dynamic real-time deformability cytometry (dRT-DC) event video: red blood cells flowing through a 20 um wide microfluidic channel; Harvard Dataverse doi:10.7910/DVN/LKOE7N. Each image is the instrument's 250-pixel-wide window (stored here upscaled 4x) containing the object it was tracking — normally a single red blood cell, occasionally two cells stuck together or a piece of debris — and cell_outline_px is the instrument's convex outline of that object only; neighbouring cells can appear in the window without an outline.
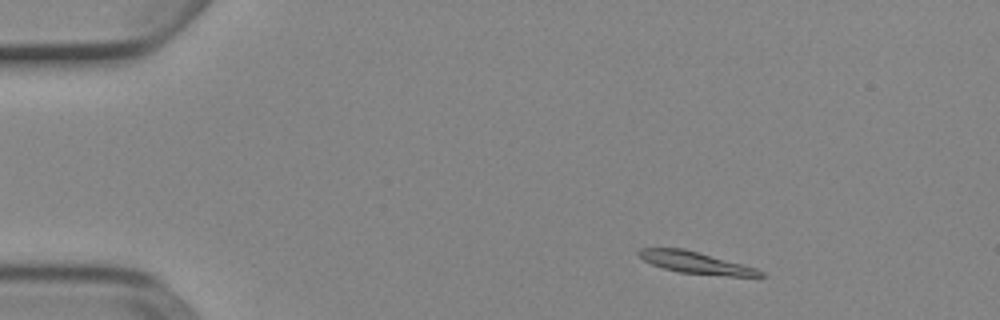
{"species": "Egyptian fruit bat (a non-hibernating species)", "species_latin": "Rousettus aegyptiacus", "temperature_condition": "cold", "stored_images_in_passage": 5, "camera_frame_rate_fps": 3000, "um_per_image_px": 0.085, "animal": {"sex": "female"}, "frame": {"image": 1, "passage_image": 1, "time_ms": 0.0, "image_size_px": [1000, 320], "cell_outline_px": [[764, 276], [728, 276], [680, 272], [664, 268], [652, 264], [644, 260], [636, 252], [640, 248], [684, 248], [756, 268], [764, 272]], "centroid_in_image_um": [59.12, 22.32], "position_along_channel_um": 25.9, "area_um2": 15.14}}
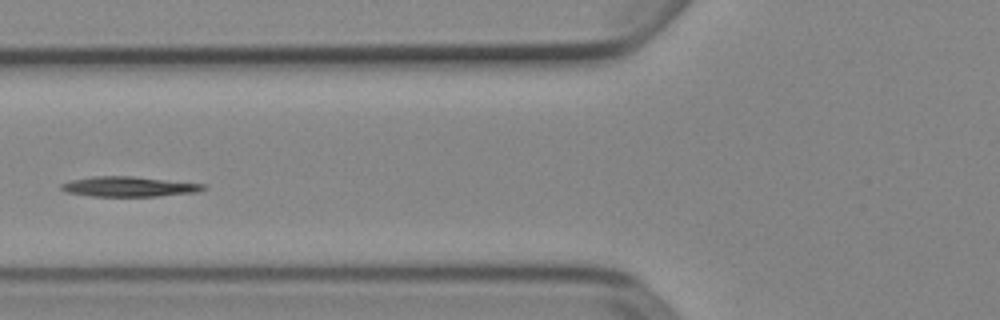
{"frame": {"image": 2, "passage_image": 4, "time_ms": 1.0, "image_size_px": [1000, 320], "cell_outline_px": [[208, 188], [196, 192], [160, 196], [92, 196], [68, 192], [60, 188], [60, 184], [72, 180], [92, 176], [132, 176], [204, 184]], "centroid_in_image_um": [10.97, 15.86], "position_along_channel_um": 114.8, "area_um2": 16.47}}
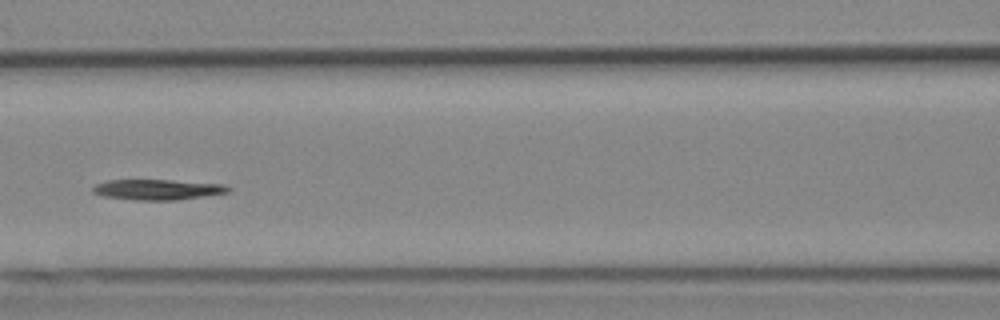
{"frame": {"image": 3, "passage_image": 5, "time_ms": 1.333, "image_size_px": [1000, 320], "cell_outline_px": [[232, 188], [228, 192], [176, 200], [132, 200], [104, 196], [92, 192], [92, 188], [96, 184], [108, 180], [172, 180], [224, 184]], "centroid_in_image_um": [13.38, 16.11], "position_along_channel_um": 153.2, "area_um2": 16.07}}